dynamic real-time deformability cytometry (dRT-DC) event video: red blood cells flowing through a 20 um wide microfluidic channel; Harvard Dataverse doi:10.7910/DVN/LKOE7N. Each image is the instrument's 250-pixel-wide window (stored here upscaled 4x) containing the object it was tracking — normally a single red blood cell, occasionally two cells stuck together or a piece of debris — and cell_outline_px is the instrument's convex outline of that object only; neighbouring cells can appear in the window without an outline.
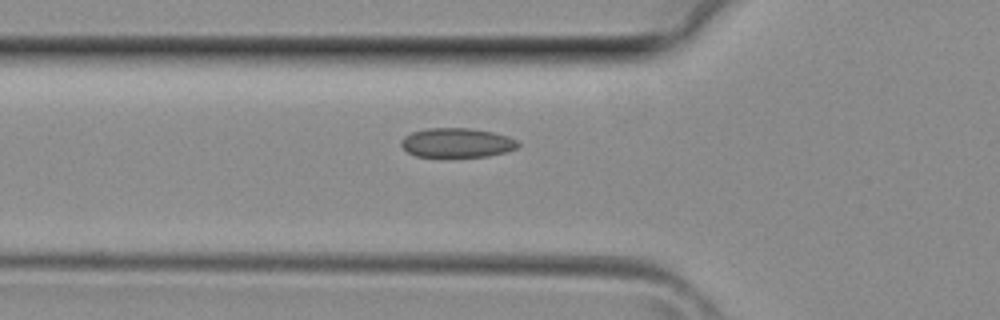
{"species": "common noctule bat (a hibernating species)", "species_latin": "Nyctalus noctula", "temperature_condition": "room temperature", "stored_images_in_passage": 34, "camera_frame_rate_fps": 3000, "um_per_image_px": 0.085, "animal": {"sex": "female", "body_mass_g": 29.2, "forearm_length_mm": 56.3}, "frame": {"image": 1, "passage_image": 9, "time_ms": 2.667, "image_size_px": [1000, 320], "cell_outline_px": [[520, 144], [516, 148], [504, 152], [488, 156], [416, 156], [408, 152], [400, 144], [400, 140], [404, 136], [412, 132], [428, 128], [468, 128], [492, 132], [508, 136], [516, 140]], "centroid_in_image_um": [38.82, 12.12], "position_along_channel_um": 87.0, "area_um2": 19.77}}
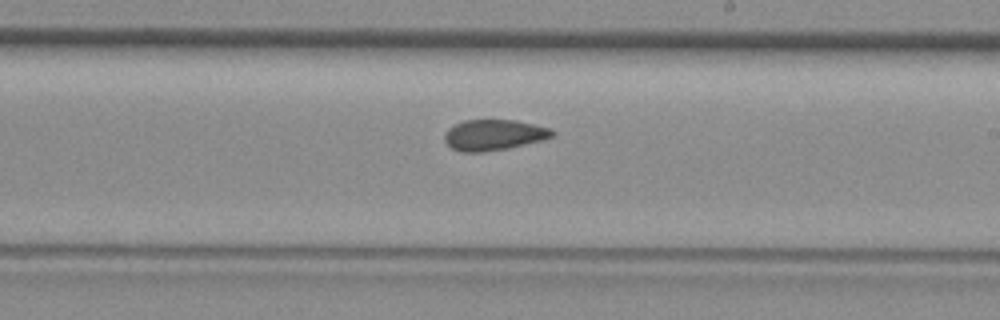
{"frame": {"image": 2, "passage_image": 18, "time_ms": 5.667, "image_size_px": [1000, 320], "cell_outline_px": [[556, 132], [552, 136], [540, 140], [508, 148], [484, 152], [460, 152], [452, 148], [444, 140], [444, 136], [448, 128], [464, 120], [516, 120], [548, 128]], "centroid_in_image_um": [41.93, 11.47], "position_along_channel_um": 247.1, "area_um2": 19.07}}
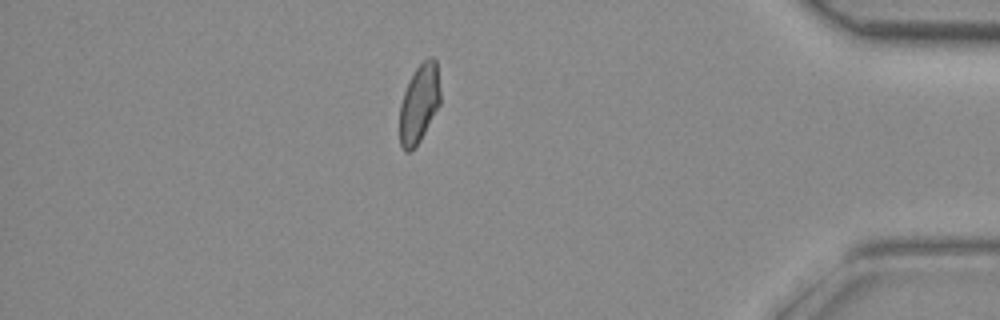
{"frame": {"image": 3, "passage_image": 29, "time_ms": 9.333, "image_size_px": [1000, 320], "cell_outline_px": [[440, 104], [420, 140], [408, 152], [404, 152], [400, 144], [400, 104], [404, 92], [416, 68], [428, 56], [432, 56], [436, 60], [440, 92]], "centroid_in_image_um": [35.63, 8.79], "position_along_channel_um": 399.6, "area_um2": 18.32}}